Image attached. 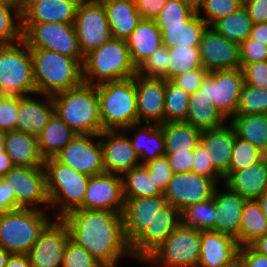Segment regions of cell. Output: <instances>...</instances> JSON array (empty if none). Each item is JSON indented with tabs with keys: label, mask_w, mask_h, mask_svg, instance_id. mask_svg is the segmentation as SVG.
Here are the masks:
<instances>
[{
	"label": "cell",
	"mask_w": 267,
	"mask_h": 267,
	"mask_svg": "<svg viewBox=\"0 0 267 267\" xmlns=\"http://www.w3.org/2000/svg\"><path fill=\"white\" fill-rule=\"evenodd\" d=\"M36 94L31 52L21 40L0 45V94L24 97Z\"/></svg>",
	"instance_id": "obj_8"
},
{
	"label": "cell",
	"mask_w": 267,
	"mask_h": 267,
	"mask_svg": "<svg viewBox=\"0 0 267 267\" xmlns=\"http://www.w3.org/2000/svg\"><path fill=\"white\" fill-rule=\"evenodd\" d=\"M82 66L83 83L94 86L131 78L137 74L124 39L112 38L91 51L84 57Z\"/></svg>",
	"instance_id": "obj_4"
},
{
	"label": "cell",
	"mask_w": 267,
	"mask_h": 267,
	"mask_svg": "<svg viewBox=\"0 0 267 267\" xmlns=\"http://www.w3.org/2000/svg\"><path fill=\"white\" fill-rule=\"evenodd\" d=\"M23 39L22 13L0 4V45L14 44Z\"/></svg>",
	"instance_id": "obj_44"
},
{
	"label": "cell",
	"mask_w": 267,
	"mask_h": 267,
	"mask_svg": "<svg viewBox=\"0 0 267 267\" xmlns=\"http://www.w3.org/2000/svg\"><path fill=\"white\" fill-rule=\"evenodd\" d=\"M228 125L202 130L200 136V141L210 150L211 164L222 177L229 170L236 137L234 127L230 122Z\"/></svg>",
	"instance_id": "obj_28"
},
{
	"label": "cell",
	"mask_w": 267,
	"mask_h": 267,
	"mask_svg": "<svg viewBox=\"0 0 267 267\" xmlns=\"http://www.w3.org/2000/svg\"><path fill=\"white\" fill-rule=\"evenodd\" d=\"M13 210H16L14 191L0 178V215Z\"/></svg>",
	"instance_id": "obj_61"
},
{
	"label": "cell",
	"mask_w": 267,
	"mask_h": 267,
	"mask_svg": "<svg viewBox=\"0 0 267 267\" xmlns=\"http://www.w3.org/2000/svg\"><path fill=\"white\" fill-rule=\"evenodd\" d=\"M46 189L51 205L58 206L57 219L83 205L90 176L59 162L55 157L44 160Z\"/></svg>",
	"instance_id": "obj_5"
},
{
	"label": "cell",
	"mask_w": 267,
	"mask_h": 267,
	"mask_svg": "<svg viewBox=\"0 0 267 267\" xmlns=\"http://www.w3.org/2000/svg\"><path fill=\"white\" fill-rule=\"evenodd\" d=\"M140 126L141 123H136L125 128L123 131H133L138 128L135 130L132 138L129 137V139L139 159L142 161L141 164H145L160 155H165V143L159 124L145 123L143 128Z\"/></svg>",
	"instance_id": "obj_33"
},
{
	"label": "cell",
	"mask_w": 267,
	"mask_h": 267,
	"mask_svg": "<svg viewBox=\"0 0 267 267\" xmlns=\"http://www.w3.org/2000/svg\"><path fill=\"white\" fill-rule=\"evenodd\" d=\"M217 183L193 171L173 173L164 192L167 202L180 212L195 203L213 198Z\"/></svg>",
	"instance_id": "obj_15"
},
{
	"label": "cell",
	"mask_w": 267,
	"mask_h": 267,
	"mask_svg": "<svg viewBox=\"0 0 267 267\" xmlns=\"http://www.w3.org/2000/svg\"><path fill=\"white\" fill-rule=\"evenodd\" d=\"M243 5L253 24L267 22V0H244Z\"/></svg>",
	"instance_id": "obj_60"
},
{
	"label": "cell",
	"mask_w": 267,
	"mask_h": 267,
	"mask_svg": "<svg viewBox=\"0 0 267 267\" xmlns=\"http://www.w3.org/2000/svg\"><path fill=\"white\" fill-rule=\"evenodd\" d=\"M241 68L247 63L267 61V45L250 37L239 44Z\"/></svg>",
	"instance_id": "obj_54"
},
{
	"label": "cell",
	"mask_w": 267,
	"mask_h": 267,
	"mask_svg": "<svg viewBox=\"0 0 267 267\" xmlns=\"http://www.w3.org/2000/svg\"><path fill=\"white\" fill-rule=\"evenodd\" d=\"M36 94L52 96L83 83V66L74 58L46 49H30Z\"/></svg>",
	"instance_id": "obj_3"
},
{
	"label": "cell",
	"mask_w": 267,
	"mask_h": 267,
	"mask_svg": "<svg viewBox=\"0 0 267 267\" xmlns=\"http://www.w3.org/2000/svg\"><path fill=\"white\" fill-rule=\"evenodd\" d=\"M162 129L165 154L194 150L200 142L202 130L186 122L159 124Z\"/></svg>",
	"instance_id": "obj_35"
},
{
	"label": "cell",
	"mask_w": 267,
	"mask_h": 267,
	"mask_svg": "<svg viewBox=\"0 0 267 267\" xmlns=\"http://www.w3.org/2000/svg\"><path fill=\"white\" fill-rule=\"evenodd\" d=\"M11 253H9L6 249L0 246V267H5Z\"/></svg>",
	"instance_id": "obj_68"
},
{
	"label": "cell",
	"mask_w": 267,
	"mask_h": 267,
	"mask_svg": "<svg viewBox=\"0 0 267 267\" xmlns=\"http://www.w3.org/2000/svg\"><path fill=\"white\" fill-rule=\"evenodd\" d=\"M23 41L29 49H46L77 59L82 65V56L74 24L22 23Z\"/></svg>",
	"instance_id": "obj_10"
},
{
	"label": "cell",
	"mask_w": 267,
	"mask_h": 267,
	"mask_svg": "<svg viewBox=\"0 0 267 267\" xmlns=\"http://www.w3.org/2000/svg\"><path fill=\"white\" fill-rule=\"evenodd\" d=\"M144 165L148 168L151 176H153L156 186L164 193L173 176L167 155H160Z\"/></svg>",
	"instance_id": "obj_53"
},
{
	"label": "cell",
	"mask_w": 267,
	"mask_h": 267,
	"mask_svg": "<svg viewBox=\"0 0 267 267\" xmlns=\"http://www.w3.org/2000/svg\"><path fill=\"white\" fill-rule=\"evenodd\" d=\"M244 85L242 68L209 72L199 90L227 121L237 114L239 99Z\"/></svg>",
	"instance_id": "obj_11"
},
{
	"label": "cell",
	"mask_w": 267,
	"mask_h": 267,
	"mask_svg": "<svg viewBox=\"0 0 267 267\" xmlns=\"http://www.w3.org/2000/svg\"><path fill=\"white\" fill-rule=\"evenodd\" d=\"M257 202L261 206L262 213L267 219V191H265L260 197H258Z\"/></svg>",
	"instance_id": "obj_67"
},
{
	"label": "cell",
	"mask_w": 267,
	"mask_h": 267,
	"mask_svg": "<svg viewBox=\"0 0 267 267\" xmlns=\"http://www.w3.org/2000/svg\"><path fill=\"white\" fill-rule=\"evenodd\" d=\"M230 120L238 137L267 156V114L235 115Z\"/></svg>",
	"instance_id": "obj_36"
},
{
	"label": "cell",
	"mask_w": 267,
	"mask_h": 267,
	"mask_svg": "<svg viewBox=\"0 0 267 267\" xmlns=\"http://www.w3.org/2000/svg\"><path fill=\"white\" fill-rule=\"evenodd\" d=\"M243 1L244 0H202L196 12L208 27H210L219 19L236 12L243 6ZM200 11L204 13V16L200 15Z\"/></svg>",
	"instance_id": "obj_46"
},
{
	"label": "cell",
	"mask_w": 267,
	"mask_h": 267,
	"mask_svg": "<svg viewBox=\"0 0 267 267\" xmlns=\"http://www.w3.org/2000/svg\"><path fill=\"white\" fill-rule=\"evenodd\" d=\"M237 241L213 230H201L200 259L197 267H221L238 257Z\"/></svg>",
	"instance_id": "obj_25"
},
{
	"label": "cell",
	"mask_w": 267,
	"mask_h": 267,
	"mask_svg": "<svg viewBox=\"0 0 267 267\" xmlns=\"http://www.w3.org/2000/svg\"><path fill=\"white\" fill-rule=\"evenodd\" d=\"M97 134H76L75 137L55 156V158L74 170L94 176L105 172L103 149Z\"/></svg>",
	"instance_id": "obj_14"
},
{
	"label": "cell",
	"mask_w": 267,
	"mask_h": 267,
	"mask_svg": "<svg viewBox=\"0 0 267 267\" xmlns=\"http://www.w3.org/2000/svg\"><path fill=\"white\" fill-rule=\"evenodd\" d=\"M264 156L261 150L236 135L228 172L244 170L259 162Z\"/></svg>",
	"instance_id": "obj_45"
},
{
	"label": "cell",
	"mask_w": 267,
	"mask_h": 267,
	"mask_svg": "<svg viewBox=\"0 0 267 267\" xmlns=\"http://www.w3.org/2000/svg\"><path fill=\"white\" fill-rule=\"evenodd\" d=\"M165 155H167L173 173L192 171L194 150L172 152L171 154Z\"/></svg>",
	"instance_id": "obj_58"
},
{
	"label": "cell",
	"mask_w": 267,
	"mask_h": 267,
	"mask_svg": "<svg viewBox=\"0 0 267 267\" xmlns=\"http://www.w3.org/2000/svg\"><path fill=\"white\" fill-rule=\"evenodd\" d=\"M181 224L197 230H212L215 227L214 198L187 206L180 212Z\"/></svg>",
	"instance_id": "obj_42"
},
{
	"label": "cell",
	"mask_w": 267,
	"mask_h": 267,
	"mask_svg": "<svg viewBox=\"0 0 267 267\" xmlns=\"http://www.w3.org/2000/svg\"><path fill=\"white\" fill-rule=\"evenodd\" d=\"M81 0H26L22 23L74 24Z\"/></svg>",
	"instance_id": "obj_23"
},
{
	"label": "cell",
	"mask_w": 267,
	"mask_h": 267,
	"mask_svg": "<svg viewBox=\"0 0 267 267\" xmlns=\"http://www.w3.org/2000/svg\"><path fill=\"white\" fill-rule=\"evenodd\" d=\"M15 165L10 160L5 150H0V178L3 177Z\"/></svg>",
	"instance_id": "obj_64"
},
{
	"label": "cell",
	"mask_w": 267,
	"mask_h": 267,
	"mask_svg": "<svg viewBox=\"0 0 267 267\" xmlns=\"http://www.w3.org/2000/svg\"><path fill=\"white\" fill-rule=\"evenodd\" d=\"M201 230L180 225L143 261L158 267H197Z\"/></svg>",
	"instance_id": "obj_9"
},
{
	"label": "cell",
	"mask_w": 267,
	"mask_h": 267,
	"mask_svg": "<svg viewBox=\"0 0 267 267\" xmlns=\"http://www.w3.org/2000/svg\"><path fill=\"white\" fill-rule=\"evenodd\" d=\"M125 41L131 61L136 68L163 46L162 34L155 20L143 18Z\"/></svg>",
	"instance_id": "obj_30"
},
{
	"label": "cell",
	"mask_w": 267,
	"mask_h": 267,
	"mask_svg": "<svg viewBox=\"0 0 267 267\" xmlns=\"http://www.w3.org/2000/svg\"><path fill=\"white\" fill-rule=\"evenodd\" d=\"M221 267H242V264H241V261L239 260V258L237 257L231 263L224 265V266H221Z\"/></svg>",
	"instance_id": "obj_70"
},
{
	"label": "cell",
	"mask_w": 267,
	"mask_h": 267,
	"mask_svg": "<svg viewBox=\"0 0 267 267\" xmlns=\"http://www.w3.org/2000/svg\"><path fill=\"white\" fill-rule=\"evenodd\" d=\"M223 181L225 187L246 200H256L267 191V156L244 170L227 172Z\"/></svg>",
	"instance_id": "obj_26"
},
{
	"label": "cell",
	"mask_w": 267,
	"mask_h": 267,
	"mask_svg": "<svg viewBox=\"0 0 267 267\" xmlns=\"http://www.w3.org/2000/svg\"><path fill=\"white\" fill-rule=\"evenodd\" d=\"M185 122L205 130L220 127L226 120L215 109L213 102L205 95L200 94L198 89L189 97V107Z\"/></svg>",
	"instance_id": "obj_37"
},
{
	"label": "cell",
	"mask_w": 267,
	"mask_h": 267,
	"mask_svg": "<svg viewBox=\"0 0 267 267\" xmlns=\"http://www.w3.org/2000/svg\"><path fill=\"white\" fill-rule=\"evenodd\" d=\"M169 59L167 81H171L178 75L203 67L199 47L176 46L169 48Z\"/></svg>",
	"instance_id": "obj_41"
},
{
	"label": "cell",
	"mask_w": 267,
	"mask_h": 267,
	"mask_svg": "<svg viewBox=\"0 0 267 267\" xmlns=\"http://www.w3.org/2000/svg\"><path fill=\"white\" fill-rule=\"evenodd\" d=\"M124 201L121 175L103 172L89 178L83 205L79 209L122 213Z\"/></svg>",
	"instance_id": "obj_17"
},
{
	"label": "cell",
	"mask_w": 267,
	"mask_h": 267,
	"mask_svg": "<svg viewBox=\"0 0 267 267\" xmlns=\"http://www.w3.org/2000/svg\"><path fill=\"white\" fill-rule=\"evenodd\" d=\"M1 179L13 189L16 209L50 205L44 167L14 166Z\"/></svg>",
	"instance_id": "obj_13"
},
{
	"label": "cell",
	"mask_w": 267,
	"mask_h": 267,
	"mask_svg": "<svg viewBox=\"0 0 267 267\" xmlns=\"http://www.w3.org/2000/svg\"><path fill=\"white\" fill-rule=\"evenodd\" d=\"M238 258L242 267H267V256L258 253L250 245L239 247Z\"/></svg>",
	"instance_id": "obj_57"
},
{
	"label": "cell",
	"mask_w": 267,
	"mask_h": 267,
	"mask_svg": "<svg viewBox=\"0 0 267 267\" xmlns=\"http://www.w3.org/2000/svg\"><path fill=\"white\" fill-rule=\"evenodd\" d=\"M225 188L226 190L221 193L216 187L213 194L215 227L212 230L233 237L239 245L241 214L246 199L227 187Z\"/></svg>",
	"instance_id": "obj_24"
},
{
	"label": "cell",
	"mask_w": 267,
	"mask_h": 267,
	"mask_svg": "<svg viewBox=\"0 0 267 267\" xmlns=\"http://www.w3.org/2000/svg\"><path fill=\"white\" fill-rule=\"evenodd\" d=\"M69 229L62 219H55L40 234L28 252L31 267H62Z\"/></svg>",
	"instance_id": "obj_16"
},
{
	"label": "cell",
	"mask_w": 267,
	"mask_h": 267,
	"mask_svg": "<svg viewBox=\"0 0 267 267\" xmlns=\"http://www.w3.org/2000/svg\"><path fill=\"white\" fill-rule=\"evenodd\" d=\"M121 178L124 198L151 197L163 194L144 164L123 173Z\"/></svg>",
	"instance_id": "obj_38"
},
{
	"label": "cell",
	"mask_w": 267,
	"mask_h": 267,
	"mask_svg": "<svg viewBox=\"0 0 267 267\" xmlns=\"http://www.w3.org/2000/svg\"><path fill=\"white\" fill-rule=\"evenodd\" d=\"M46 209L19 208L0 215V246L11 254H28L52 222Z\"/></svg>",
	"instance_id": "obj_7"
},
{
	"label": "cell",
	"mask_w": 267,
	"mask_h": 267,
	"mask_svg": "<svg viewBox=\"0 0 267 267\" xmlns=\"http://www.w3.org/2000/svg\"><path fill=\"white\" fill-rule=\"evenodd\" d=\"M75 133L65 122L54 113L49 123L37 136L38 149L42 158L55 157L71 141Z\"/></svg>",
	"instance_id": "obj_34"
},
{
	"label": "cell",
	"mask_w": 267,
	"mask_h": 267,
	"mask_svg": "<svg viewBox=\"0 0 267 267\" xmlns=\"http://www.w3.org/2000/svg\"><path fill=\"white\" fill-rule=\"evenodd\" d=\"M267 114V89L244 83L236 115Z\"/></svg>",
	"instance_id": "obj_47"
},
{
	"label": "cell",
	"mask_w": 267,
	"mask_h": 267,
	"mask_svg": "<svg viewBox=\"0 0 267 267\" xmlns=\"http://www.w3.org/2000/svg\"><path fill=\"white\" fill-rule=\"evenodd\" d=\"M4 143V150L15 166L43 167L36 136L13 130L6 132Z\"/></svg>",
	"instance_id": "obj_31"
},
{
	"label": "cell",
	"mask_w": 267,
	"mask_h": 267,
	"mask_svg": "<svg viewBox=\"0 0 267 267\" xmlns=\"http://www.w3.org/2000/svg\"><path fill=\"white\" fill-rule=\"evenodd\" d=\"M19 112V97H0V130L10 132L16 130L17 115Z\"/></svg>",
	"instance_id": "obj_52"
},
{
	"label": "cell",
	"mask_w": 267,
	"mask_h": 267,
	"mask_svg": "<svg viewBox=\"0 0 267 267\" xmlns=\"http://www.w3.org/2000/svg\"><path fill=\"white\" fill-rule=\"evenodd\" d=\"M169 60V48L163 45L137 67V74L167 81Z\"/></svg>",
	"instance_id": "obj_48"
},
{
	"label": "cell",
	"mask_w": 267,
	"mask_h": 267,
	"mask_svg": "<svg viewBox=\"0 0 267 267\" xmlns=\"http://www.w3.org/2000/svg\"><path fill=\"white\" fill-rule=\"evenodd\" d=\"M196 13L180 0H167L161 12L154 19L162 34V43L167 48L176 47L181 28Z\"/></svg>",
	"instance_id": "obj_29"
},
{
	"label": "cell",
	"mask_w": 267,
	"mask_h": 267,
	"mask_svg": "<svg viewBox=\"0 0 267 267\" xmlns=\"http://www.w3.org/2000/svg\"><path fill=\"white\" fill-rule=\"evenodd\" d=\"M74 28L83 57L112 39L106 12L100 0L79 2Z\"/></svg>",
	"instance_id": "obj_12"
},
{
	"label": "cell",
	"mask_w": 267,
	"mask_h": 267,
	"mask_svg": "<svg viewBox=\"0 0 267 267\" xmlns=\"http://www.w3.org/2000/svg\"><path fill=\"white\" fill-rule=\"evenodd\" d=\"M209 72L205 68H198L187 73L178 75L173 78L171 82L185 91L187 94L192 95L201 86L203 80Z\"/></svg>",
	"instance_id": "obj_56"
},
{
	"label": "cell",
	"mask_w": 267,
	"mask_h": 267,
	"mask_svg": "<svg viewBox=\"0 0 267 267\" xmlns=\"http://www.w3.org/2000/svg\"><path fill=\"white\" fill-rule=\"evenodd\" d=\"M200 59L208 72L241 68L239 43L207 27L199 43Z\"/></svg>",
	"instance_id": "obj_18"
},
{
	"label": "cell",
	"mask_w": 267,
	"mask_h": 267,
	"mask_svg": "<svg viewBox=\"0 0 267 267\" xmlns=\"http://www.w3.org/2000/svg\"><path fill=\"white\" fill-rule=\"evenodd\" d=\"M1 5H7L13 8H16L21 13L25 8L26 0H0Z\"/></svg>",
	"instance_id": "obj_66"
},
{
	"label": "cell",
	"mask_w": 267,
	"mask_h": 267,
	"mask_svg": "<svg viewBox=\"0 0 267 267\" xmlns=\"http://www.w3.org/2000/svg\"><path fill=\"white\" fill-rule=\"evenodd\" d=\"M118 131H102L98 138H106L104 142L100 140L103 149L105 172L122 175L132 168L141 165V161L132 147L129 136L123 130Z\"/></svg>",
	"instance_id": "obj_20"
},
{
	"label": "cell",
	"mask_w": 267,
	"mask_h": 267,
	"mask_svg": "<svg viewBox=\"0 0 267 267\" xmlns=\"http://www.w3.org/2000/svg\"><path fill=\"white\" fill-rule=\"evenodd\" d=\"M62 267H106L83 247L69 239L63 254Z\"/></svg>",
	"instance_id": "obj_49"
},
{
	"label": "cell",
	"mask_w": 267,
	"mask_h": 267,
	"mask_svg": "<svg viewBox=\"0 0 267 267\" xmlns=\"http://www.w3.org/2000/svg\"><path fill=\"white\" fill-rule=\"evenodd\" d=\"M250 38L267 45V22L253 24Z\"/></svg>",
	"instance_id": "obj_62"
},
{
	"label": "cell",
	"mask_w": 267,
	"mask_h": 267,
	"mask_svg": "<svg viewBox=\"0 0 267 267\" xmlns=\"http://www.w3.org/2000/svg\"><path fill=\"white\" fill-rule=\"evenodd\" d=\"M180 223V211L168 203L158 210L153 222L130 244L132 256L143 262Z\"/></svg>",
	"instance_id": "obj_19"
},
{
	"label": "cell",
	"mask_w": 267,
	"mask_h": 267,
	"mask_svg": "<svg viewBox=\"0 0 267 267\" xmlns=\"http://www.w3.org/2000/svg\"><path fill=\"white\" fill-rule=\"evenodd\" d=\"M6 132L0 130V150L4 149Z\"/></svg>",
	"instance_id": "obj_71"
},
{
	"label": "cell",
	"mask_w": 267,
	"mask_h": 267,
	"mask_svg": "<svg viewBox=\"0 0 267 267\" xmlns=\"http://www.w3.org/2000/svg\"><path fill=\"white\" fill-rule=\"evenodd\" d=\"M183 3H186L189 5L191 8H193L195 11L199 8V6L202 3V0H180Z\"/></svg>",
	"instance_id": "obj_69"
},
{
	"label": "cell",
	"mask_w": 267,
	"mask_h": 267,
	"mask_svg": "<svg viewBox=\"0 0 267 267\" xmlns=\"http://www.w3.org/2000/svg\"><path fill=\"white\" fill-rule=\"evenodd\" d=\"M5 267H31L27 254H11Z\"/></svg>",
	"instance_id": "obj_63"
},
{
	"label": "cell",
	"mask_w": 267,
	"mask_h": 267,
	"mask_svg": "<svg viewBox=\"0 0 267 267\" xmlns=\"http://www.w3.org/2000/svg\"><path fill=\"white\" fill-rule=\"evenodd\" d=\"M124 232L131 244L155 219L158 210L168 204L164 193L151 197L124 198Z\"/></svg>",
	"instance_id": "obj_22"
},
{
	"label": "cell",
	"mask_w": 267,
	"mask_h": 267,
	"mask_svg": "<svg viewBox=\"0 0 267 267\" xmlns=\"http://www.w3.org/2000/svg\"><path fill=\"white\" fill-rule=\"evenodd\" d=\"M252 26L253 22L243 5L236 12L216 21L211 28L227 40L240 44L250 37Z\"/></svg>",
	"instance_id": "obj_40"
},
{
	"label": "cell",
	"mask_w": 267,
	"mask_h": 267,
	"mask_svg": "<svg viewBox=\"0 0 267 267\" xmlns=\"http://www.w3.org/2000/svg\"><path fill=\"white\" fill-rule=\"evenodd\" d=\"M100 1L106 12L112 38L126 40L142 19L136 9L135 1Z\"/></svg>",
	"instance_id": "obj_32"
},
{
	"label": "cell",
	"mask_w": 267,
	"mask_h": 267,
	"mask_svg": "<svg viewBox=\"0 0 267 267\" xmlns=\"http://www.w3.org/2000/svg\"><path fill=\"white\" fill-rule=\"evenodd\" d=\"M207 27L208 25L196 12L181 28L180 40L176 46L199 47L202 34Z\"/></svg>",
	"instance_id": "obj_50"
},
{
	"label": "cell",
	"mask_w": 267,
	"mask_h": 267,
	"mask_svg": "<svg viewBox=\"0 0 267 267\" xmlns=\"http://www.w3.org/2000/svg\"><path fill=\"white\" fill-rule=\"evenodd\" d=\"M41 96L45 97L44 102H40L31 95L19 97L16 130L37 137L49 123L50 118L55 113L54 102L49 95Z\"/></svg>",
	"instance_id": "obj_27"
},
{
	"label": "cell",
	"mask_w": 267,
	"mask_h": 267,
	"mask_svg": "<svg viewBox=\"0 0 267 267\" xmlns=\"http://www.w3.org/2000/svg\"><path fill=\"white\" fill-rule=\"evenodd\" d=\"M167 0H135L136 9L143 19L154 20Z\"/></svg>",
	"instance_id": "obj_59"
},
{
	"label": "cell",
	"mask_w": 267,
	"mask_h": 267,
	"mask_svg": "<svg viewBox=\"0 0 267 267\" xmlns=\"http://www.w3.org/2000/svg\"><path fill=\"white\" fill-rule=\"evenodd\" d=\"M61 219L69 229L70 239L106 267H117L118 261L126 255L133 257L125 236L122 213L77 209Z\"/></svg>",
	"instance_id": "obj_1"
},
{
	"label": "cell",
	"mask_w": 267,
	"mask_h": 267,
	"mask_svg": "<svg viewBox=\"0 0 267 267\" xmlns=\"http://www.w3.org/2000/svg\"><path fill=\"white\" fill-rule=\"evenodd\" d=\"M242 70L246 85L267 89V61L247 63Z\"/></svg>",
	"instance_id": "obj_55"
},
{
	"label": "cell",
	"mask_w": 267,
	"mask_h": 267,
	"mask_svg": "<svg viewBox=\"0 0 267 267\" xmlns=\"http://www.w3.org/2000/svg\"><path fill=\"white\" fill-rule=\"evenodd\" d=\"M192 171L201 176L213 179L216 183L220 182L219 180L221 179L223 181V177L211 164L210 150L208 146H205L201 141L194 149Z\"/></svg>",
	"instance_id": "obj_51"
},
{
	"label": "cell",
	"mask_w": 267,
	"mask_h": 267,
	"mask_svg": "<svg viewBox=\"0 0 267 267\" xmlns=\"http://www.w3.org/2000/svg\"><path fill=\"white\" fill-rule=\"evenodd\" d=\"M267 234V219L257 200H246L241 214L239 246L249 245L256 238Z\"/></svg>",
	"instance_id": "obj_39"
},
{
	"label": "cell",
	"mask_w": 267,
	"mask_h": 267,
	"mask_svg": "<svg viewBox=\"0 0 267 267\" xmlns=\"http://www.w3.org/2000/svg\"><path fill=\"white\" fill-rule=\"evenodd\" d=\"M55 113L77 134H97L102 129L97 85L78 87L51 96Z\"/></svg>",
	"instance_id": "obj_2"
},
{
	"label": "cell",
	"mask_w": 267,
	"mask_h": 267,
	"mask_svg": "<svg viewBox=\"0 0 267 267\" xmlns=\"http://www.w3.org/2000/svg\"><path fill=\"white\" fill-rule=\"evenodd\" d=\"M102 129L124 130L138 123L134 77L97 85Z\"/></svg>",
	"instance_id": "obj_6"
},
{
	"label": "cell",
	"mask_w": 267,
	"mask_h": 267,
	"mask_svg": "<svg viewBox=\"0 0 267 267\" xmlns=\"http://www.w3.org/2000/svg\"><path fill=\"white\" fill-rule=\"evenodd\" d=\"M134 86L136 89L138 123H164L166 81L136 74L134 76Z\"/></svg>",
	"instance_id": "obj_21"
},
{
	"label": "cell",
	"mask_w": 267,
	"mask_h": 267,
	"mask_svg": "<svg viewBox=\"0 0 267 267\" xmlns=\"http://www.w3.org/2000/svg\"><path fill=\"white\" fill-rule=\"evenodd\" d=\"M249 245L258 253L267 256V234L256 238Z\"/></svg>",
	"instance_id": "obj_65"
},
{
	"label": "cell",
	"mask_w": 267,
	"mask_h": 267,
	"mask_svg": "<svg viewBox=\"0 0 267 267\" xmlns=\"http://www.w3.org/2000/svg\"><path fill=\"white\" fill-rule=\"evenodd\" d=\"M189 97V94L171 81H166L164 123L185 122L189 107Z\"/></svg>",
	"instance_id": "obj_43"
}]
</instances>
